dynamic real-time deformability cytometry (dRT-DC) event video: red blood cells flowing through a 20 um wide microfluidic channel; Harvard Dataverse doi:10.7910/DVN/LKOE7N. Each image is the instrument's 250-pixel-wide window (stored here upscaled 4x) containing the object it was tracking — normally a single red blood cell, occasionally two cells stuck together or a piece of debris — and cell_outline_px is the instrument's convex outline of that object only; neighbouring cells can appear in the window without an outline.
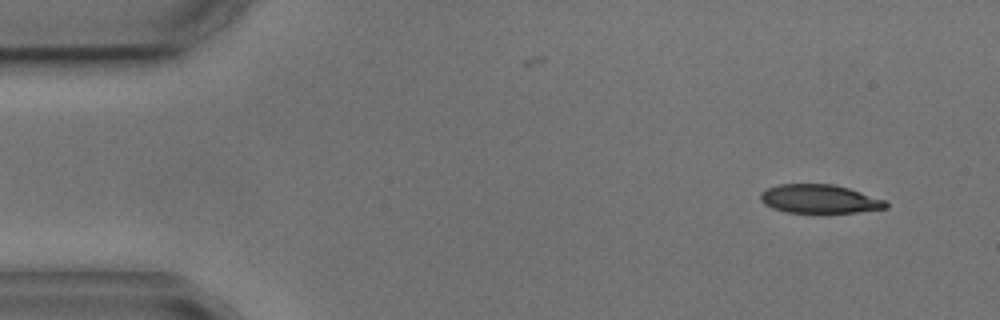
{"species": "common noctule bat (a hibernating species)", "species_latin": "Nyctalus noctula", "temperature_condition": "cold", "stored_images_in_passage": 2, "camera_frame_rate_fps": 3000, "um_per_image_px": 0.085, "animal": {"sex": "male", "body_mass_g": 17.9, "forearm_length_mm": 54.2}, "frame": {"image": 1, "passage_image": 2, "time_ms": 1.333, "image_size_px": [1000, 320], "cell_outline_px": [[888, 208], [856, 212], [784, 212], [772, 208], [764, 204], [760, 200], [760, 192], [768, 188], [780, 184], [832, 184], [848, 188], [884, 200], [888, 204]], "centroid_in_image_um": [69.61, 16.91], "position_along_channel_um": 15.4, "area_um2": 20.75}}